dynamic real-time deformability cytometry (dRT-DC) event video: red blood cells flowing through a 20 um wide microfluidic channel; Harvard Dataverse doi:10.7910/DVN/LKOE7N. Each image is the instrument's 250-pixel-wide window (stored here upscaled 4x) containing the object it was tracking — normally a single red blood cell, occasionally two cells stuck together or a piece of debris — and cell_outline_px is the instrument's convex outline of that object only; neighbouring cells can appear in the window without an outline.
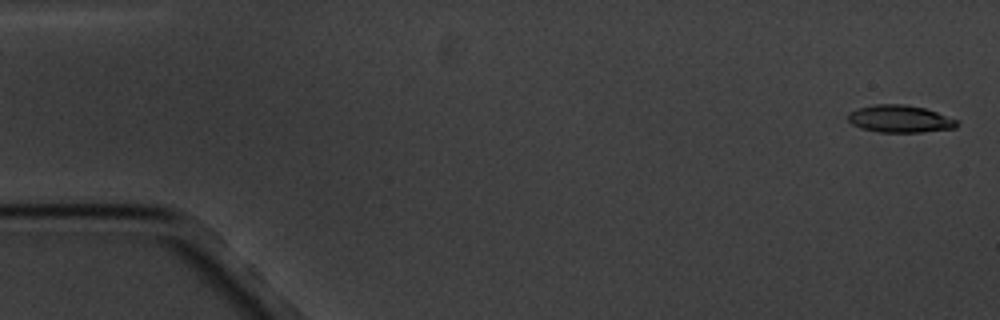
{"species": "common noctule bat (a hibernating species)", "species_latin": "Nyctalus noctula", "temperature_condition": "cold", "stored_images_in_passage": 10, "camera_frame_rate_fps": 3000, "um_per_image_px": 0.085, "animal": {"sex": "male", "body_mass_g": 20.1, "forearm_length_mm": 53.5}, "frame": {"image": 1, "passage_image": 1, "time_ms": 0.0, "image_size_px": [1000, 320], "cell_outline_px": [[960, 120], [956, 128], [920, 132], [876, 132], [860, 128], [852, 124], [848, 120], [848, 112], [860, 108], [876, 104], [904, 104], [924, 108]], "centroid_in_image_um": [76.5, 10.11], "position_along_channel_um": 8.5, "area_um2": 17.4}}
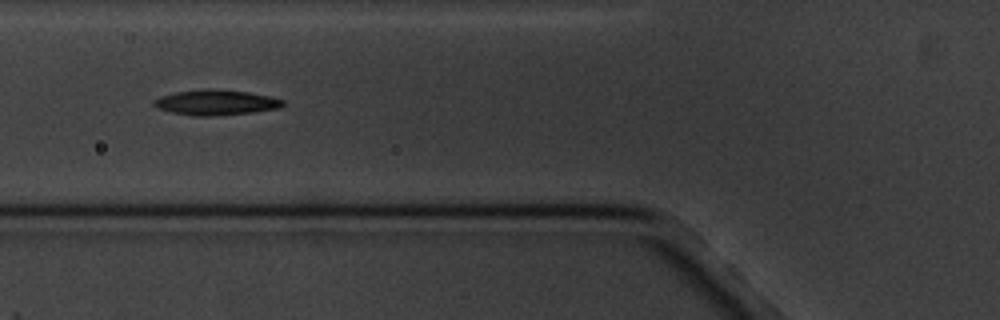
{"frame": {"image": 2, "passage_image": 7, "time_ms": 6.667, "image_size_px": [1000, 320], "cell_outline_px": [[284, 104], [280, 108], [252, 112], [208, 116], [192, 116], [172, 112], [156, 108], [152, 104], [160, 96], [176, 92], [204, 88], [212, 88], [248, 92], [268, 96], [284, 100]], "centroid_in_image_um": [18.33, 8.7], "position_along_channel_um": 107.5, "area_um2": 18.96}}
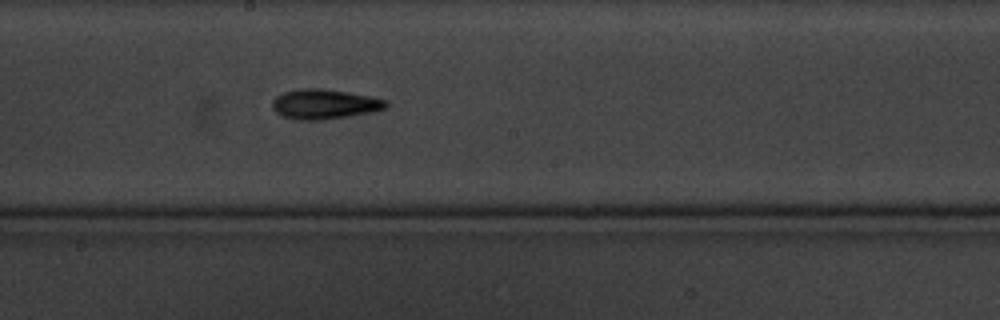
{"frame": {"image": 3, "passage_image": 10, "time_ms": 10.0, "image_size_px": [1000, 320], "cell_outline_px": [[388, 104], [384, 108], [368, 112], [324, 120], [296, 120], [284, 116], [276, 112], [272, 108], [272, 100], [276, 96], [284, 92], [300, 88], [324, 88], [348, 92], [368, 96], [384, 100]], "centroid_in_image_um": [27.5, 8.84], "position_along_channel_um": 220.7, "area_um2": 19.54}}